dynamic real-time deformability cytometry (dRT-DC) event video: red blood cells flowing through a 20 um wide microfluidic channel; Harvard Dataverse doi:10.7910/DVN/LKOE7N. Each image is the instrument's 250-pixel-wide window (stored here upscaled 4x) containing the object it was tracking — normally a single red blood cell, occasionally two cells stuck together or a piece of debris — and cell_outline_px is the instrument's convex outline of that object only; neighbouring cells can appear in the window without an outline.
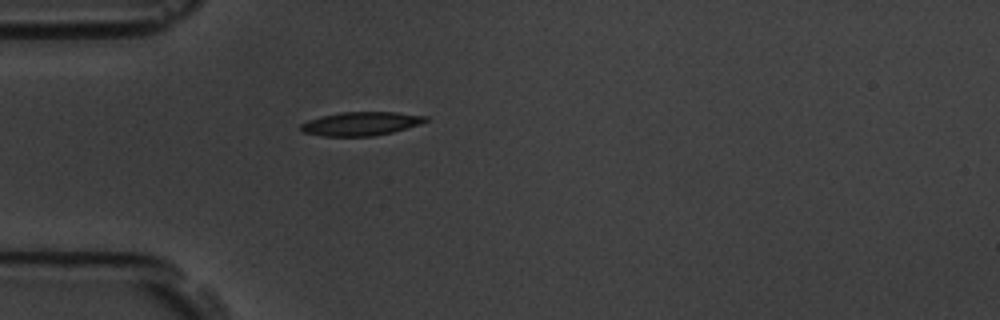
{"species": "common noctule bat (a hibernating species)", "species_latin": "Nyctalus noctula", "temperature_condition": "room temperature", "stored_images_in_passage": 6, "camera_frame_rate_fps": 3000, "um_per_image_px": 0.085, "animal": {"sex": "male", "body_mass_g": 19.5, "forearm_length_mm": 54.6}, "frame": {"image": 1, "passage_image": 6, "time_ms": 1.667, "image_size_px": [1000, 320], "cell_outline_px": [[428, 120], [420, 124], [392, 132], [372, 136], [320, 136], [304, 132], [300, 128], [300, 124], [308, 120], [320, 116], [340, 112], [396, 112], [428, 116]], "centroid_in_image_um": [30.66, 10.51], "position_along_channel_um": 54.3, "area_um2": 17.22}}